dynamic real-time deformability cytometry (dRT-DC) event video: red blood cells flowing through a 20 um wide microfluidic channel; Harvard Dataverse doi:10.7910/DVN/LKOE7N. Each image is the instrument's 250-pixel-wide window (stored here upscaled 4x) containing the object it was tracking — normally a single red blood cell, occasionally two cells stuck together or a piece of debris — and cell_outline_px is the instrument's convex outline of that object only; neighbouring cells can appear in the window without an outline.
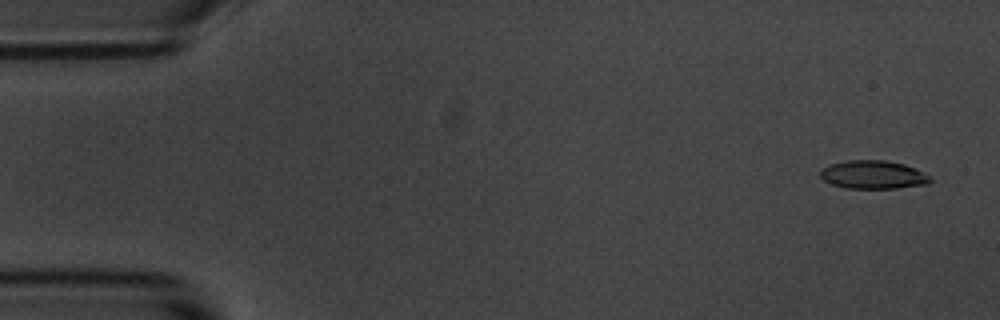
{"species": "common noctule bat (a hibernating species)", "species_latin": "Nyctalus noctula", "temperature_condition": "room temperature", "stored_images_in_passage": 6, "camera_frame_rate_fps": 3000, "um_per_image_px": 0.085, "animal": {"sex": "male", "body_mass_g": 20.1, "forearm_length_mm": 53.5}, "frame": {"image": 1, "passage_image": 1, "time_ms": 0.0, "image_size_px": [1000, 320], "cell_outline_px": [[932, 180], [928, 184], [896, 188], [848, 188], [832, 184], [824, 180], [820, 176], [820, 168], [828, 164], [848, 160], [884, 160], [904, 164], [924, 172]], "centroid_in_image_um": [74.19, 14.84], "position_along_channel_um": 10.8, "area_um2": 18.15}}
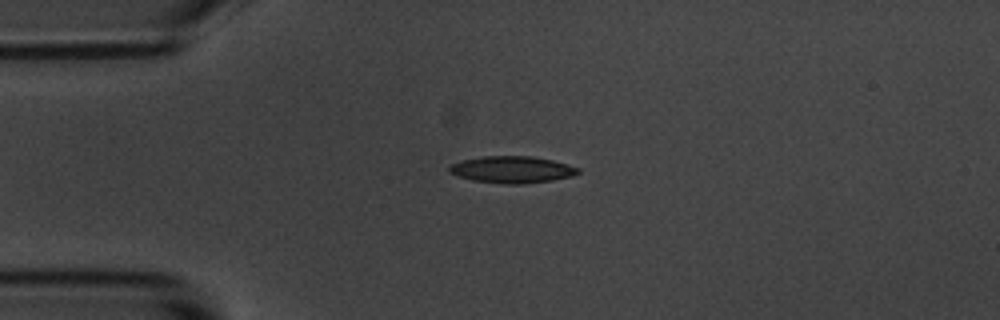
{"frame": {"image": 2, "passage_image": 4, "time_ms": 3.667, "image_size_px": [1000, 320], "cell_outline_px": [[580, 172], [572, 176], [552, 180], [524, 184], [504, 184], [472, 180], [448, 172], [448, 168], [452, 164], [464, 160], [484, 156], [532, 156], [552, 160], [568, 164], [580, 168]], "centroid_in_image_um": [43.56, 14.42], "position_along_channel_um": 41.4, "area_um2": 20.06}}